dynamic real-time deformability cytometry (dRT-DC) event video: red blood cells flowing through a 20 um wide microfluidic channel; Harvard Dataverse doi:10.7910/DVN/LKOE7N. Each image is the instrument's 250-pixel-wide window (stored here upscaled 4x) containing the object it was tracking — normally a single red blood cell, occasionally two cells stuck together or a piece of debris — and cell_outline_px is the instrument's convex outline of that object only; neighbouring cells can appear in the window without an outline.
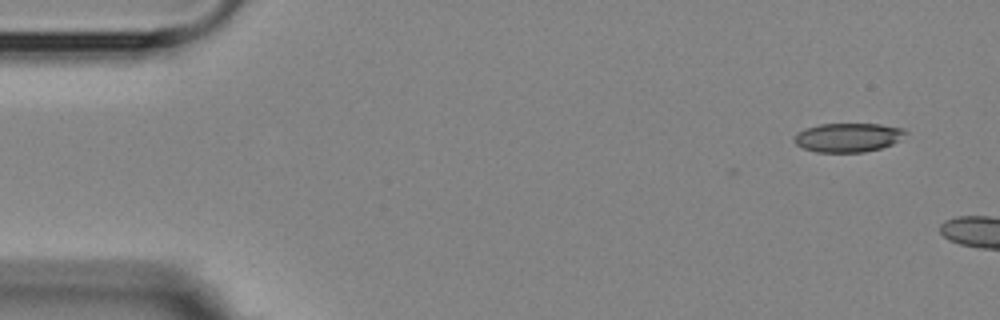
{"species": "Egyptian fruit bat (a non-hibernating species)", "species_latin": "Rousettus aegyptiacus", "temperature_condition": "room temperature", "stored_images_in_passage": 2, "camera_frame_rate_fps": 3000, "um_per_image_px": 0.085, "animal": {"sex": "female"}, "frame": {"image": 1, "passage_image": 1, "time_ms": 0.0, "image_size_px": [1000, 320], "cell_outline_px": [[908, 132], [900, 140], [892, 144], [880, 148], [864, 152], [816, 152], [804, 148], [796, 144], [792, 140], [796, 132], [820, 124], [880, 124], [904, 128]], "centroid_in_image_um": [72.09, 11.68], "position_along_channel_um": 12.9, "area_um2": 18.84}}